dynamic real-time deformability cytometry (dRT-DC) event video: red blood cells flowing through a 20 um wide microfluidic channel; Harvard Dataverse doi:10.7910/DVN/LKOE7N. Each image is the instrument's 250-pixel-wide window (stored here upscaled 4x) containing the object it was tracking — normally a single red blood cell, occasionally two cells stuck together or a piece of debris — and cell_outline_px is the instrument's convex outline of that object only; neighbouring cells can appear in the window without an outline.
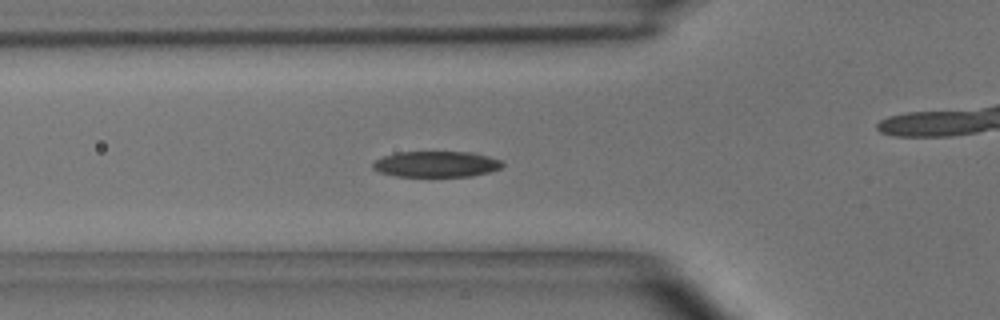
{"species": "common noctule bat (a hibernating species)", "species_latin": "Nyctalus noctula", "temperature_condition": "room temperature", "stored_images_in_passage": 10, "camera_frame_rate_fps": 3000, "um_per_image_px": 0.085, "animal": {"sex": "male", "body_mass_g": 15.6}, "frame": {"image": 1, "passage_image": 6, "time_ms": 1.667, "image_size_px": [1000, 320], "cell_outline_px": [[504, 164], [500, 168], [488, 172], [472, 176], [396, 176], [380, 172], [372, 168], [372, 160], [396, 152], [472, 152], [504, 160]], "centroid_in_image_um": [37.08, 13.94], "position_along_channel_um": 88.7, "area_um2": 19.65}}